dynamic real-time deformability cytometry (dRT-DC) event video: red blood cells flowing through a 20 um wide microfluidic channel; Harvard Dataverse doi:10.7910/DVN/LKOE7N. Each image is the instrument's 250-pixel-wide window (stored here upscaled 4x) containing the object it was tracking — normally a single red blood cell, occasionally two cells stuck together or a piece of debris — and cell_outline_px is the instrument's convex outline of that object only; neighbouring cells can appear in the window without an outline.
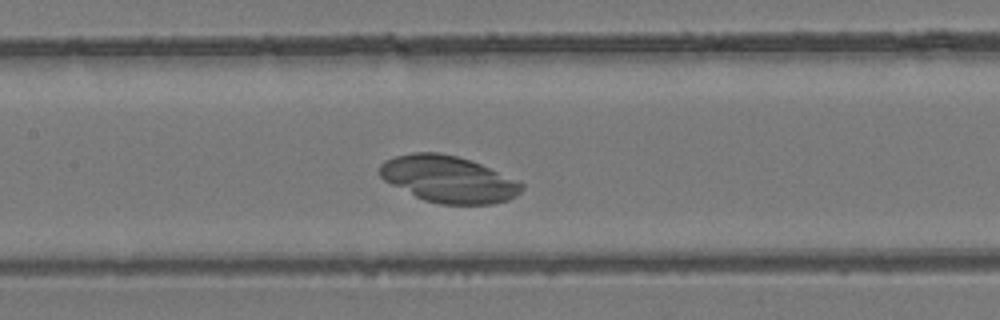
{"species": "common noctule bat (a hibernating species)", "species_latin": "Nyctalus noctula", "temperature_condition": "room temperature", "stored_images_in_passage": 37, "camera_frame_rate_fps": 3000, "um_per_image_px": 0.085, "animal": {"sex": "female", "body_mass_g": 24.6, "forearm_length_mm": 56.2}, "frame": {"image": 1, "passage_image": 16, "time_ms": 5.0, "image_size_px": [1000, 320], "cell_outline_px": [[524, 188], [516, 196], [508, 200], [492, 204], [440, 204], [424, 200], [384, 180], [380, 176], [380, 164], [384, 160], [396, 156], [412, 152], [440, 152], [456, 156], [480, 164], [524, 184]], "centroid_in_image_um": [38.1, 15.23], "position_along_channel_um": 169.3, "area_um2": 38.15}}
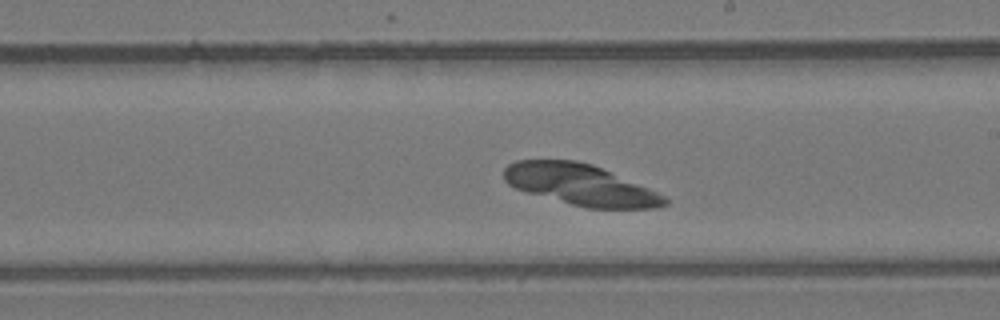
{"frame": {"image": 2, "passage_image": 21, "time_ms": 6.667, "image_size_px": [1000, 320], "cell_outline_px": [[668, 204], [656, 208], [588, 208], [572, 204], [528, 192], [516, 188], [508, 184], [504, 180], [504, 168], [508, 164], [516, 160], [576, 160], [592, 164], [648, 188], [664, 196], [668, 200]], "centroid_in_image_um": [49.32, 15.69], "position_along_channel_um": 239.7, "area_um2": 37.92}}